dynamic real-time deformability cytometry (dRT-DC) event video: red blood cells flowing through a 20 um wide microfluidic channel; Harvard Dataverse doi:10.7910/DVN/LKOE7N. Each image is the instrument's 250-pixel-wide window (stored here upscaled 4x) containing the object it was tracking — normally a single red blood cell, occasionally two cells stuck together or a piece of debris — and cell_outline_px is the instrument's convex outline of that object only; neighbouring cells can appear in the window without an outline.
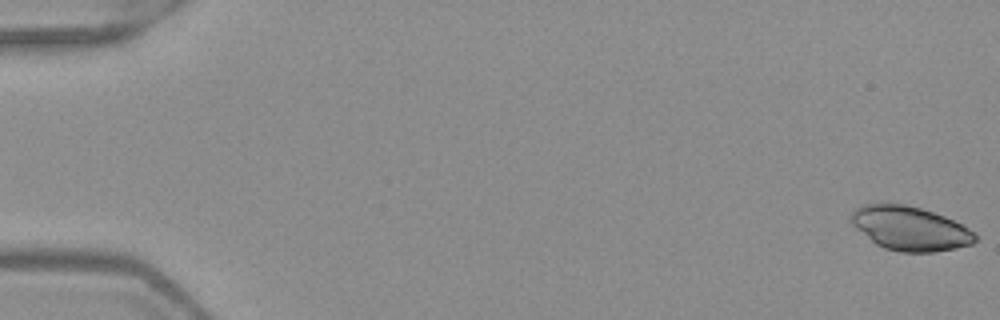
{"species": "Egyptian fruit bat (a non-hibernating species)", "species_latin": "Rousettus aegyptiacus", "temperature_condition": "warm", "stored_images_in_passage": 52, "camera_frame_rate_fps": 3000, "um_per_image_px": 0.085, "frame": {"image": 1, "passage_image": 1, "time_ms": 0.0, "image_size_px": [1000, 320], "cell_outline_px": [[976, 240], [972, 244], [956, 248], [936, 252], [900, 252], [884, 248], [876, 244], [856, 228], [852, 224], [848, 216], [856, 208], [864, 204], [880, 200], [904, 204], [920, 208], [944, 216], [968, 228], [976, 236]], "centroid_in_image_um": [77.28, 19.38], "position_along_channel_um": 7.7, "area_um2": 32.19}}
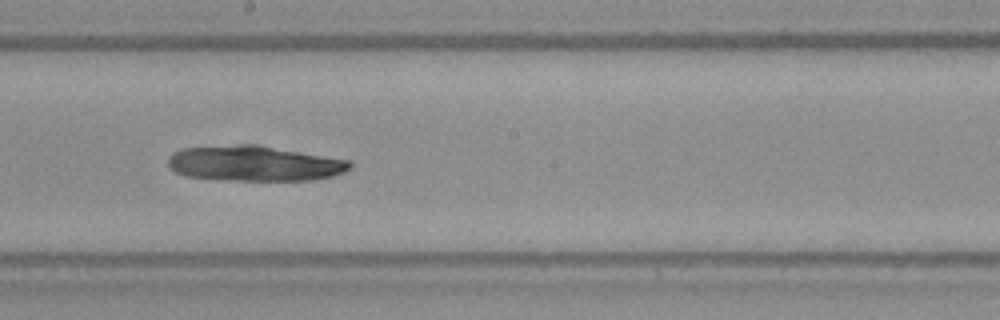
{"frame": {"image": 2, "passage_image": 30, "time_ms": 9.667, "image_size_px": [1000, 320], "cell_outline_px": [[352, 168], [344, 172], [332, 176], [312, 180], [244, 180], [184, 176], [176, 172], [168, 164], [168, 156], [172, 152], [180, 148], [248, 144], [252, 144], [348, 160], [352, 164]], "centroid_in_image_um": [21.6, 13.89], "position_along_channel_um": 226.6, "area_um2": 36.88}}
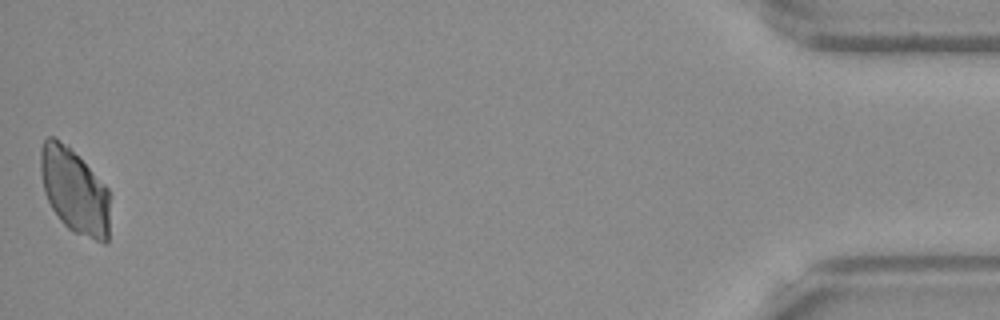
{"frame": {"image": 3, "passage_image": 52, "time_ms": 17.0, "image_size_px": [1000, 320], "cell_outline_px": [[108, 244], [104, 244], [72, 232], [60, 220], [52, 208], [44, 192], [40, 172], [40, 148], [44, 140], [48, 136], [56, 136], [108, 188]], "centroid_in_image_um": [6.3, 16.26], "position_along_channel_um": 428.9, "area_um2": 33.99}}